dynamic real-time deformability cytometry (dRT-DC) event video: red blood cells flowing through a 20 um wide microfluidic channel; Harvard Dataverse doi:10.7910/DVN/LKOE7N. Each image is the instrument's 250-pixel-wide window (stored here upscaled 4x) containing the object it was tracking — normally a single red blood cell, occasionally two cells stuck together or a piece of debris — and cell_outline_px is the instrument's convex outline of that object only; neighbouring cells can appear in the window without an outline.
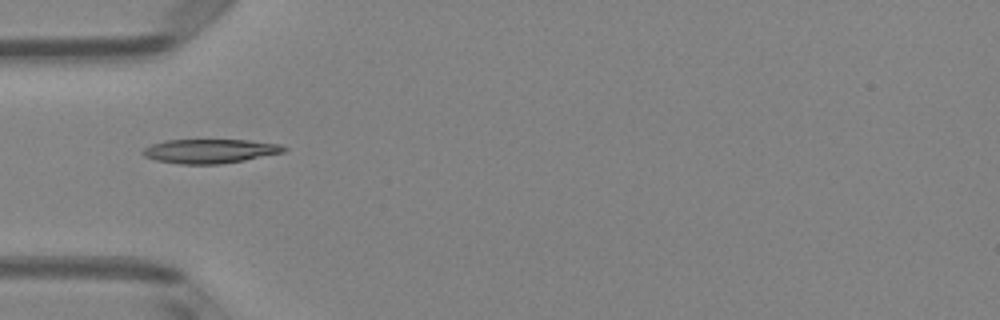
{"species": "Egyptian fruit bat (a non-hibernating species)", "species_latin": "Rousettus aegyptiacus", "temperature_condition": "room temperature", "stored_images_in_passage": 35, "camera_frame_rate_fps": 3000, "um_per_image_px": 0.085, "animal": {"sex": "female"}, "frame": {"image": 1, "passage_image": 1, "time_ms": 0.0, "image_size_px": [1000, 320], "cell_outline_px": [[288, 148], [284, 152], [244, 160], [220, 164], [180, 164], [156, 160], [144, 156], [140, 152], [144, 148], [152, 144], [164, 140], [248, 140], [280, 144]], "centroid_in_image_um": [17.83, 12.84], "position_along_channel_um": 67.2, "area_um2": 19.83}}
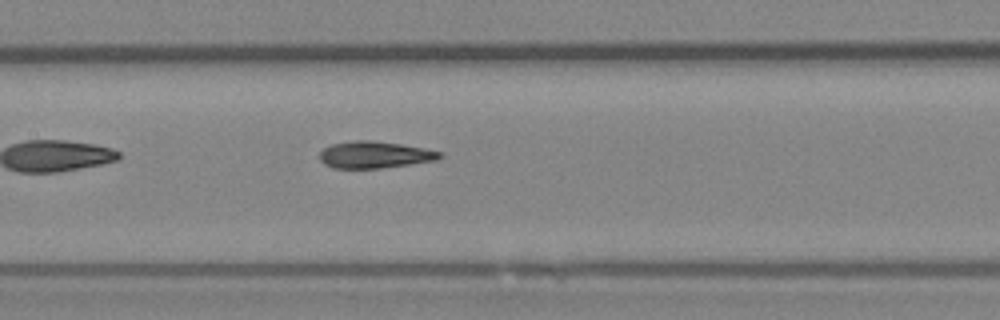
{"frame": {"image": 2, "passage_image": 9, "time_ms": 2.667, "image_size_px": [1000, 320], "cell_outline_px": [[444, 156], [436, 160], [380, 168], [332, 168], [324, 164], [320, 160], [320, 152], [324, 148], [332, 144], [356, 140], [368, 140], [400, 144], [424, 148], [440, 152]], "centroid_in_image_um": [31.82, 13.16], "position_along_channel_um": 175.6, "area_um2": 18.55}}
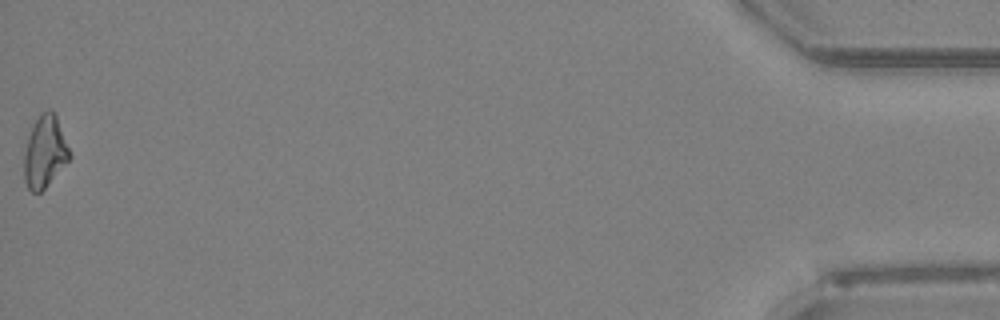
{"frame": {"image": 3, "passage_image": 35, "time_ms": 11.333, "image_size_px": [1000, 320], "cell_outline_px": [[72, 156], [44, 188], [40, 192], [32, 192], [28, 188], [24, 180], [24, 152], [28, 136], [40, 112], [48, 108], [56, 116]], "centroid_in_image_um": [3.79, 12.9], "position_along_channel_um": 431.4, "area_um2": 18.73}, "authors_computed_cell_mechanics": {"area_um2": 18.6116, "velocity_mm_per_s": 4.0838, "shape_relaxation_time_tau1_ms": 6.2742, "shape_relaxation_time_tau2_ms": 3.4904, "deformation_change_tau1": 0.1792, "deformation_change_tau2": 0.118}}